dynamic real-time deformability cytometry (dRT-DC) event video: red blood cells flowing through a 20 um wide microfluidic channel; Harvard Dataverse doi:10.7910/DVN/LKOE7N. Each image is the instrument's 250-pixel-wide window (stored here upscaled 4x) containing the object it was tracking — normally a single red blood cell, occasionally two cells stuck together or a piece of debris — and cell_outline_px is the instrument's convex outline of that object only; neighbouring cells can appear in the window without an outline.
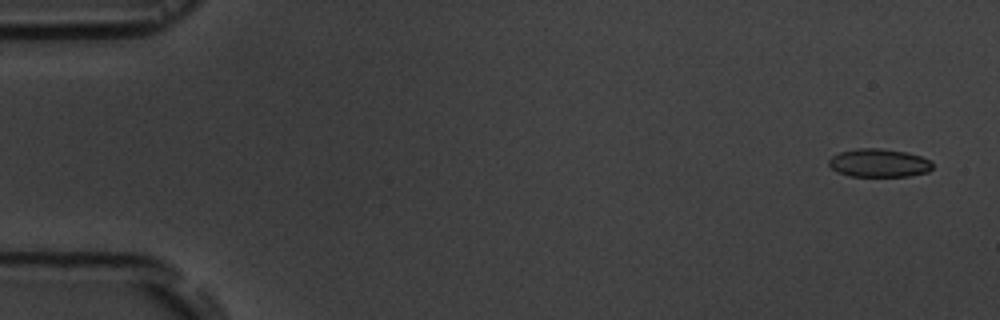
{"species": "common noctule bat (a hibernating species)", "species_latin": "Nyctalus noctula", "temperature_condition": "room temperature", "stored_images_in_passage": 5, "camera_frame_rate_fps": 3000, "um_per_image_px": 0.085, "animal": {"sex": "male", "body_mass_g": 19.5, "forearm_length_mm": 54.6}, "frame": {"image": 1, "passage_image": 1, "time_ms": 0.0, "image_size_px": [1000, 320], "cell_outline_px": [[932, 168], [928, 172], [908, 176], [848, 176], [836, 172], [828, 164], [828, 160], [832, 156], [840, 152], [856, 148], [880, 148], [908, 152], [920, 156], [928, 160], [932, 164]], "centroid_in_image_um": [74.68, 13.85], "position_along_channel_um": 10.3, "area_um2": 17.17}}
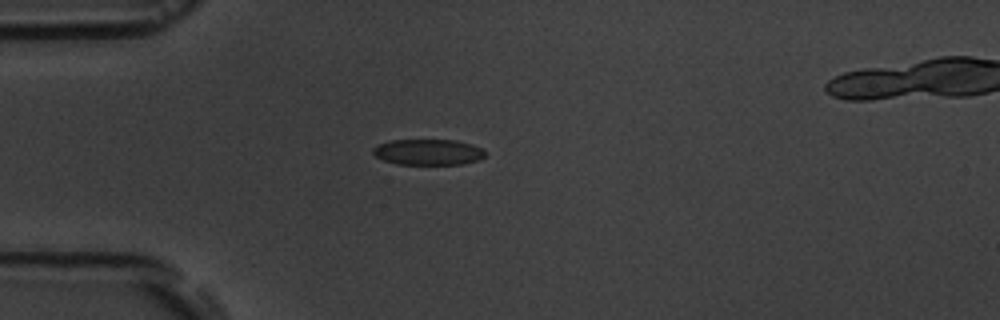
{"frame": {"image": 2, "passage_image": 4, "time_ms": 4.333, "image_size_px": [1000, 320], "cell_outline_px": [[484, 156], [480, 160], [460, 164], [396, 164], [384, 160], [376, 156], [372, 152], [372, 148], [376, 144], [392, 140], [456, 140], [472, 144], [480, 148], [484, 152]], "centroid_in_image_um": [36.36, 12.92], "position_along_channel_um": 48.6, "area_um2": 16.88}}